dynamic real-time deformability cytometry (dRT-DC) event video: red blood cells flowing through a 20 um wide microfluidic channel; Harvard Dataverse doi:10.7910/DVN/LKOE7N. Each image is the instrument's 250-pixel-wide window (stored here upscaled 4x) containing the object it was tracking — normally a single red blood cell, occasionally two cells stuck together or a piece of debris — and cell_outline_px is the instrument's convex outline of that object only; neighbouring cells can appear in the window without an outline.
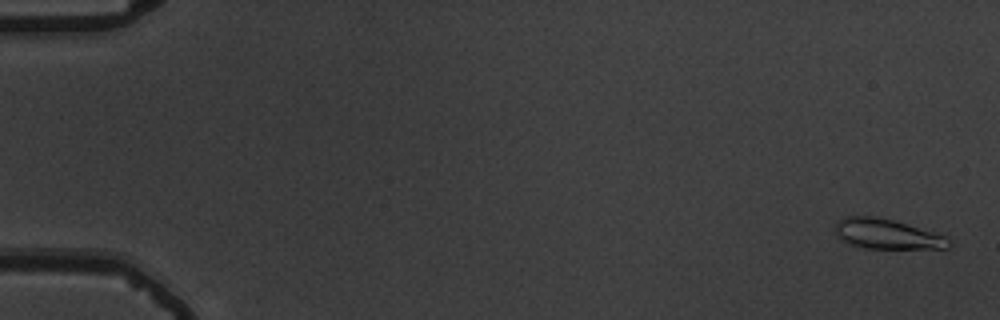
{"species": "common noctule bat (a hibernating species)", "species_latin": "Nyctalus noctula", "temperature_condition": "warm", "stored_images_in_passage": 56, "camera_frame_rate_fps": 3000, "um_per_image_px": 0.085, "animal": {"sex": "male", "body_mass_g": 19.5, "forearm_length_mm": 54.6}, "frame": {"image": 1, "passage_image": 2, "time_ms": 0.333, "image_size_px": [1000, 320], "cell_outline_px": [[952, 244], [948, 248], [864, 248], [848, 244], [840, 240], [836, 236], [836, 220], [844, 216], [876, 216], [892, 220], [944, 236]], "centroid_in_image_um": [75.29, 19.89], "position_along_channel_um": 9.7, "area_um2": 19.65}}
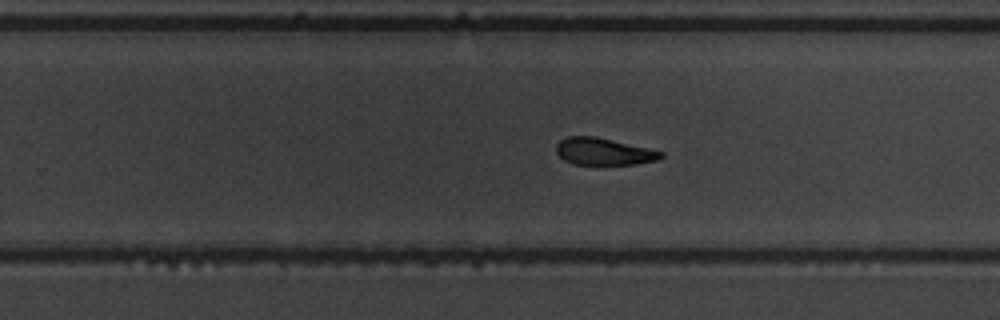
{"frame": {"image": 2, "passage_image": 37, "time_ms": 12.0, "image_size_px": [1000, 320], "cell_outline_px": [[664, 156], [656, 160], [636, 164], [604, 168], [572, 164], [564, 160], [556, 152], [556, 144], [560, 140], [568, 136], [596, 136], [648, 148], [664, 152]], "centroid_in_image_um": [51.3, 12.94], "position_along_channel_um": 278.5, "area_um2": 17.4}}
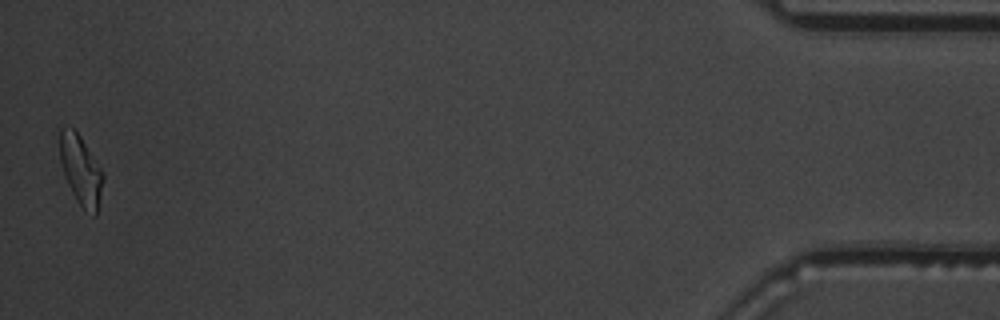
{"frame": {"image": 3, "passage_image": 56, "time_ms": 18.333, "image_size_px": [1000, 320], "cell_outline_px": [[104, 180], [96, 216], [92, 216], [76, 200], [68, 184], [60, 160], [60, 128], [64, 124], [72, 128], [80, 136], [100, 168], [104, 176]], "centroid_in_image_um": [6.87, 14.46], "position_along_channel_um": 428.3, "area_um2": 17.28}, "authors_computed_cell_mechanics": {"area_um2": 18.1203, "velocity_mm_per_s": 3.689, "shape_relaxation_time_tau1_ms": 3.9193, "shape_relaxation_time_tau2_ms": 3.2178, "deformation_change_tau1": 0.1374, "deformation_change_tau2": 0.1046}}